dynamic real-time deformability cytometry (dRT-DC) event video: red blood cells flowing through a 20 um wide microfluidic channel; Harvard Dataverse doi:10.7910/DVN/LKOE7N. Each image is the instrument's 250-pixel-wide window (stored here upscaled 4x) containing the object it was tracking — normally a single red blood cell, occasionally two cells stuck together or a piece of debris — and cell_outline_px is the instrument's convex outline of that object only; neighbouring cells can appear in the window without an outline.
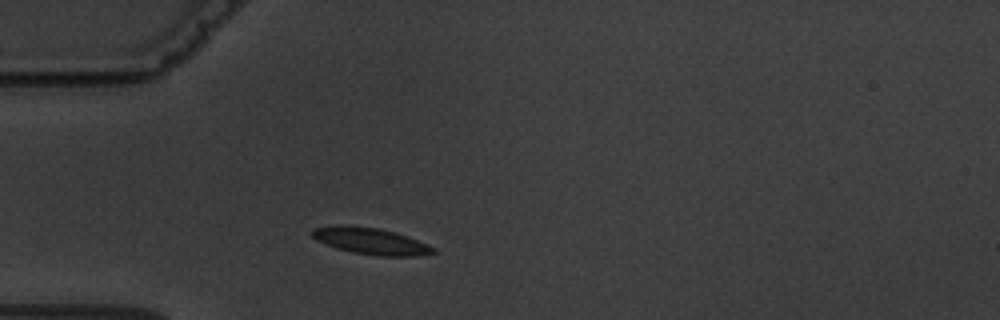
{"species": "common noctule bat (a hibernating species)", "species_latin": "Nyctalus noctula", "temperature_condition": "warm", "stored_images_in_passage": 1, "camera_frame_rate_fps": 3000, "um_per_image_px": 0.085, "animal": {"sex": "male", "body_mass_g": 19.5, "forearm_length_mm": 54.6}, "frame": {"image": 1, "passage_image": 1, "time_ms": 0.0, "image_size_px": [1000, 320], "cell_outline_px": [[436, 252], [420, 256], [380, 256], [352, 252], [336, 248], [324, 244], [316, 240], [308, 232], [312, 228], [340, 224], [344, 224], [380, 228], [396, 232], [408, 236], [428, 244], [436, 248]], "centroid_in_image_um": [31.49, 20.47], "position_along_channel_um": 53.5, "area_um2": 19.19}}